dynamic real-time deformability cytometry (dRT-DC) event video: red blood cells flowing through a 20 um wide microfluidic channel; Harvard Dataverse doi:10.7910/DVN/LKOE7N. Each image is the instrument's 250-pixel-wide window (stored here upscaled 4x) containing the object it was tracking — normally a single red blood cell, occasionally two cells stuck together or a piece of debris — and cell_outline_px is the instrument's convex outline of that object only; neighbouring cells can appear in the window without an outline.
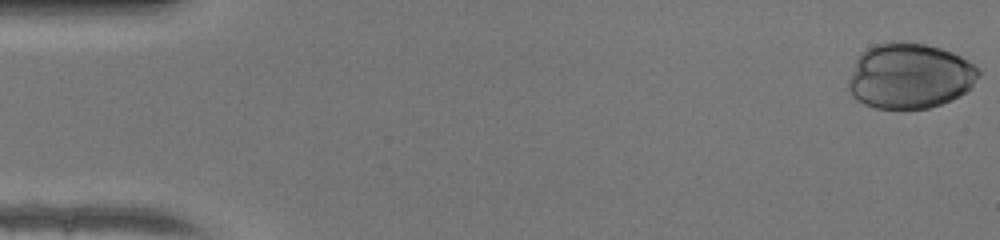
{"species": "human", "species_latin": "Homo sapiens", "temperature_condition": "warm", "stored_images_in_passage": 40, "camera_frame_rate_fps": 3000, "um_per_image_px": 0.085, "donor": {"sex": "female"}, "frame": {"image": 1, "passage_image": 1, "time_ms": 0.0, "image_size_px": [1000, 240], "cell_outline_px": [[980, 76], [972, 88], [968, 92], [952, 100], [928, 108], [904, 112], [876, 108], [864, 104], [856, 100], [852, 96], [848, 88], [848, 80], [856, 60], [860, 52], [876, 44], [892, 40], [924, 44], [940, 48], [952, 52], [968, 60], [980, 68]], "centroid_in_image_um": [77.34, 6.49], "position_along_channel_um": 7.7, "area_um2": 50.92}}
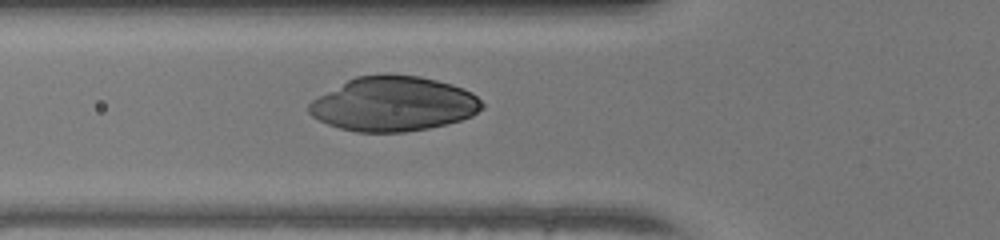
{"frame": {"image": 2, "passage_image": 18, "time_ms": 5.667, "image_size_px": [1000, 240], "cell_outline_px": [[484, 108], [472, 116], [460, 120], [428, 128], [404, 132], [356, 132], [340, 128], [328, 124], [312, 116], [308, 112], [308, 104], [312, 100], [348, 80], [356, 76], [384, 72], [388, 72], [420, 76], [452, 84], [464, 88], [472, 92], [484, 104]], "centroid_in_image_um": [33.46, 8.81], "position_along_channel_um": 92.3, "area_um2": 55.37}}
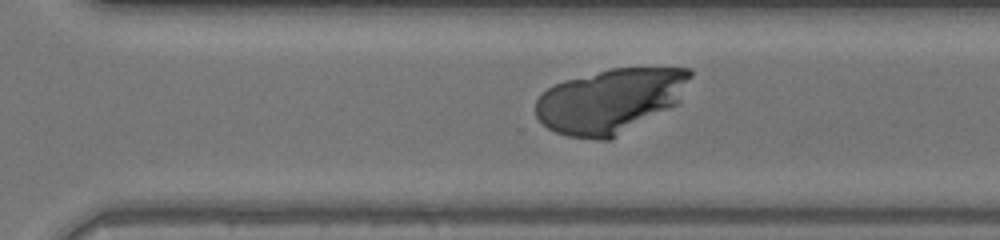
{"frame": {"image": 3, "passage_image": 34, "time_ms": 11.0, "image_size_px": [1000, 240], "cell_outline_px": [[692, 76], [680, 100], [676, 104], [612, 140], [596, 140], [568, 136], [556, 132], [548, 128], [536, 116], [536, 100], [548, 88], [564, 80], [612, 68], [692, 68]], "centroid_in_image_um": [51.89, 8.57], "position_along_channel_um": 318.7, "area_um2": 57.97}}